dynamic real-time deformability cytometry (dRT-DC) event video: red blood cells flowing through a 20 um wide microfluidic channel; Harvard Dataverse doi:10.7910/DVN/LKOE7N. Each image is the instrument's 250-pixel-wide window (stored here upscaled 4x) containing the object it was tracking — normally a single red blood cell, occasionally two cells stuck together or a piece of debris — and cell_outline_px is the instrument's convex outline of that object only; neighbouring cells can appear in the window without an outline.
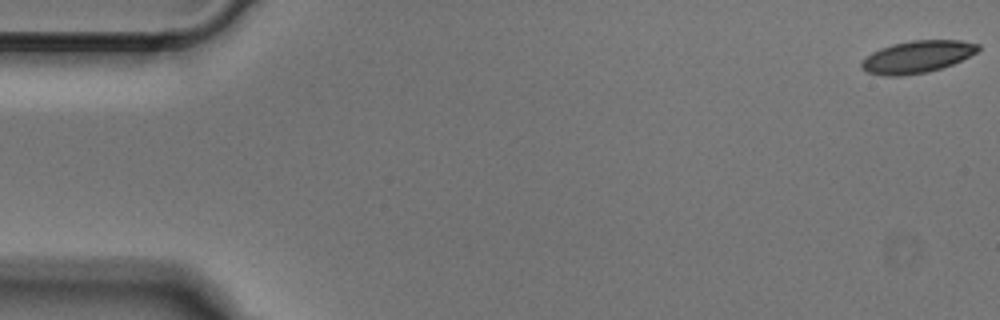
{"species": "Egyptian fruit bat (a non-hibernating species)", "species_latin": "Rousettus aegyptiacus", "temperature_condition": "cold", "stored_images_in_passage": 52, "camera_frame_rate_fps": 3000, "um_per_image_px": 0.085, "animal": {"sex": "male"}, "frame": {"image": 1, "passage_image": 1, "time_ms": 0.0, "image_size_px": [1000, 320], "cell_outline_px": [[980, 48], [976, 52], [952, 64], [928, 72], [900, 76], [884, 76], [868, 72], [860, 68], [860, 64], [872, 52], [880, 48], [892, 44], [912, 40], [960, 40], [980, 44]], "centroid_in_image_um": [77.95, 4.82], "position_along_channel_um": 7.1, "area_um2": 21.73}}
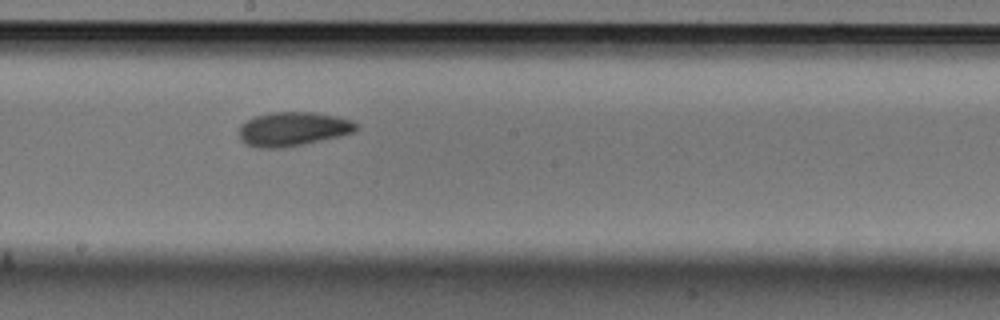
{"frame": {"image": 2, "passage_image": 28, "time_ms": 9.0, "image_size_px": [1000, 320], "cell_outline_px": [[356, 128], [352, 132], [340, 136], [304, 144], [284, 148], [256, 148], [240, 140], [240, 124], [244, 120], [252, 116], [272, 112], [316, 112], [336, 116], [352, 120], [356, 124]], "centroid_in_image_um": [24.85, 10.96], "position_along_channel_um": 223.3, "area_um2": 23.41}}
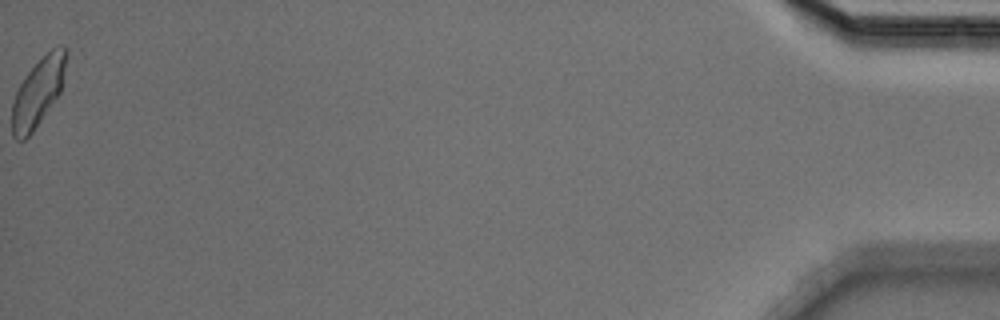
{"frame": {"image": 3, "passage_image": 52, "time_ms": 17.0, "image_size_px": [1000, 320], "cell_outline_px": [[68, 56], [60, 92], [32, 132], [24, 140], [16, 140], [12, 136], [12, 100], [24, 76], [52, 48], [60, 44], [68, 48]], "centroid_in_image_um": [3.24, 7.81], "position_along_channel_um": 432.0, "area_um2": 21.39}}